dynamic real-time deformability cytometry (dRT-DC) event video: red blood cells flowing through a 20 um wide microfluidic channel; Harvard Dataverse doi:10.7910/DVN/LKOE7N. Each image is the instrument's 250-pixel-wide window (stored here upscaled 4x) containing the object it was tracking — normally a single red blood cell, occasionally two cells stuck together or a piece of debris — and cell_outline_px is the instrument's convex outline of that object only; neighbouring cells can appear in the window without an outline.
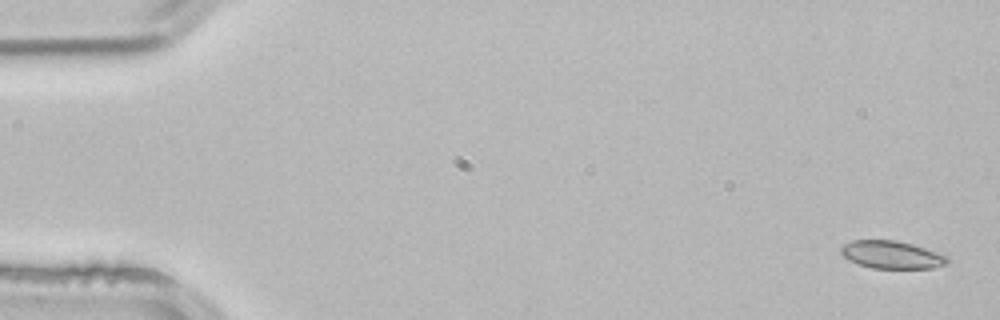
{"species": "common noctule bat (a hibernating species)", "species_latin": "Nyctalus noctula", "temperature_condition": "room temperature", "stored_images_in_passage": 3, "segment_of_instrument_passage": [2, 2], "camera_frame_rate_fps": 3000, "um_per_image_px": 0.085, "animal": {"sex": "male", "body_mass_g": 21.5, "forearm_length_mm": 52.0}, "frame": {"image": 1, "passage_image": 3, "time_ms": 0.667, "image_size_px": [1000, 320], "cell_outline_px": [[948, 264], [932, 268], [872, 268], [848, 260], [840, 252], [840, 248], [844, 244], [852, 240], [896, 240], [912, 244], [948, 256]], "centroid_in_image_um": [75.78, 21.65], "position_along_channel_um": 9.2, "area_um2": 17.11}}